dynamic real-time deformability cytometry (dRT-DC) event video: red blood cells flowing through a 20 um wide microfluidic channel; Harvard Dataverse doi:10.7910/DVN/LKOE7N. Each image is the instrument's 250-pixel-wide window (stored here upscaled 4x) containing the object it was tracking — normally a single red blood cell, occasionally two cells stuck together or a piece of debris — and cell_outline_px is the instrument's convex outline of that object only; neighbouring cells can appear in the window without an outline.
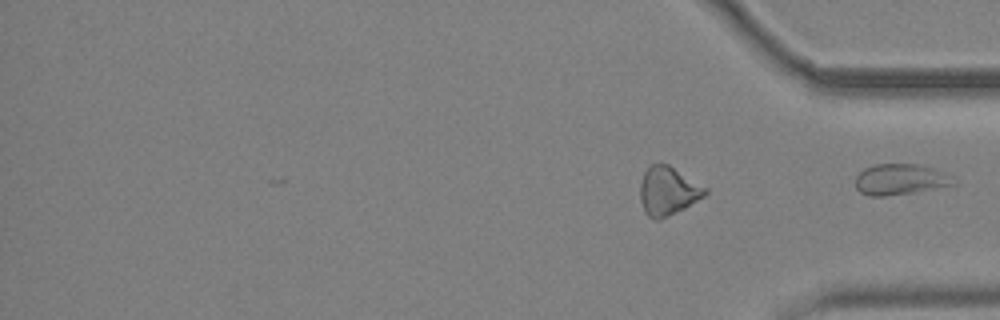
{"species": "common noctule bat (a hibernating species)", "species_latin": "Nyctalus noctula", "temperature_condition": "cold", "stored_images_in_passage": 28, "camera_frame_rate_fps": 3000, "um_per_image_px": 0.085, "animal": {"sex": "male", "body_mass_g": 19.2, "forearm_length_mm": 51.8}, "frame": {"image": 1, "passage_image": 28, "time_ms": 9.0, "image_size_px": [1000, 320], "cell_outline_px": [[956, 184], [884, 196], [868, 196], [860, 192], [856, 188], [856, 176], [864, 168], [872, 164], [916, 164], [932, 168], [944, 172]], "centroid_in_image_um": [76.43, 15.23], "position_along_channel_um": 358.8, "area_um2": 17.17}}